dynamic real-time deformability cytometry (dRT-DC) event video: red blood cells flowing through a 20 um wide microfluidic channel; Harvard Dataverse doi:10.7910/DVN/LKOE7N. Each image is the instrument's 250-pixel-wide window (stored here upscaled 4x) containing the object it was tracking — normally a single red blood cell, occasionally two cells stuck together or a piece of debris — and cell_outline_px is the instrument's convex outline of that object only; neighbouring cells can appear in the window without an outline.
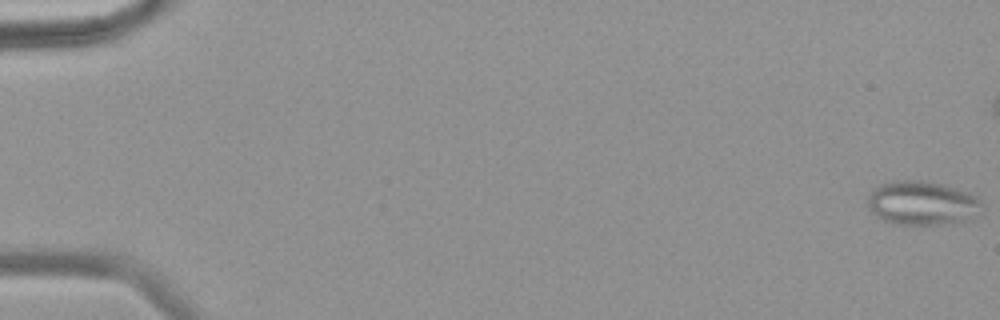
{"species": "common noctule bat (a hibernating species)", "species_latin": "Nyctalus noctula", "temperature_condition": "warm", "stored_images_in_passage": 59, "segment_of_instrument_passage": [1, 2], "camera_frame_rate_fps": 3000, "um_per_image_px": 0.085, "animal": {"sex": "female", "body_mass_g": 18.4}, "frame": {"image": 1, "passage_image": 1, "time_ms": 0.0, "image_size_px": [1000, 320], "cell_outline_px": [[984, 208], [980, 216], [972, 220], [940, 224], [900, 224], [884, 220], [876, 216], [868, 208], [868, 196], [872, 188], [880, 184], [892, 180], [924, 180], [940, 184], [968, 192], [984, 200]], "centroid_in_image_um": [78.45, 17.26], "position_along_channel_um": 6.6, "area_um2": 29.88}}